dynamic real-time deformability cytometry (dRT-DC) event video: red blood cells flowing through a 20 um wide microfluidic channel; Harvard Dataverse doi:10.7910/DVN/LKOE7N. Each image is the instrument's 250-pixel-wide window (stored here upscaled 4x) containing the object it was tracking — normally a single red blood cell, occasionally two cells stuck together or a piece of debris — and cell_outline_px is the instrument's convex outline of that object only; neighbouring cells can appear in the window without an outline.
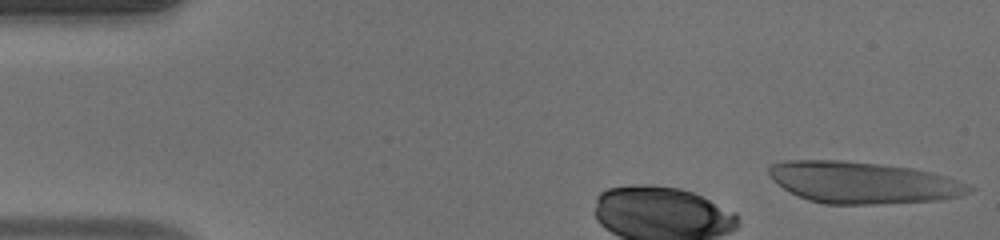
{"species": "human", "species_latin": "Homo sapiens", "temperature_condition": "warm", "stored_images_in_passage": 6, "camera_frame_rate_fps": 3000, "um_per_image_px": 0.085, "donor": {"sex": "male"}, "frame": {"image": 1, "passage_image": 1, "time_ms": 0.0, "image_size_px": [1000, 240], "cell_outline_px": [[976, 188], [960, 196], [940, 200], [872, 204], [824, 204], [808, 200], [784, 188], [772, 180], [768, 176], [768, 164], [784, 160], [840, 160], [880, 164], [912, 168], [932, 172], [948, 176], [968, 184]], "centroid_in_image_um": [73.33, 15.51], "position_along_channel_um": 11.7, "area_um2": 48.78}}